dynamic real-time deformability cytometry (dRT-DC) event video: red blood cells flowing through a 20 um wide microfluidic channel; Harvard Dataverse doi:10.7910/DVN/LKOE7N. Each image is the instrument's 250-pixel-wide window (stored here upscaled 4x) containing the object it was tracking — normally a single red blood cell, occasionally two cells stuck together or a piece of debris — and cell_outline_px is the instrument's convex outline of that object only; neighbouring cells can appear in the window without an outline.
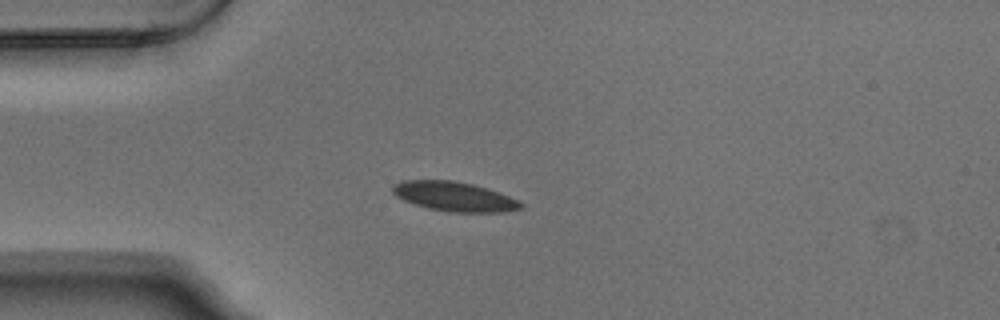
{"species": "Egyptian fruit bat (a non-hibernating species)", "species_latin": "Rousettus aegyptiacus", "temperature_condition": "warm", "stored_images_in_passage": 1, "camera_frame_rate_fps": 3000, "um_per_image_px": 0.085, "animal": {"sex": "male"}, "frame": {"image": 1, "passage_image": 1, "time_ms": 0.0, "image_size_px": [1000, 320], "cell_outline_px": [[524, 208], [504, 212], [448, 212], [428, 208], [404, 200], [396, 196], [392, 192], [392, 184], [400, 180], [452, 180], [472, 184], [520, 200], [524, 204]], "centroid_in_image_um": [38.6, 16.7], "position_along_channel_um": 46.4, "area_um2": 22.02}}